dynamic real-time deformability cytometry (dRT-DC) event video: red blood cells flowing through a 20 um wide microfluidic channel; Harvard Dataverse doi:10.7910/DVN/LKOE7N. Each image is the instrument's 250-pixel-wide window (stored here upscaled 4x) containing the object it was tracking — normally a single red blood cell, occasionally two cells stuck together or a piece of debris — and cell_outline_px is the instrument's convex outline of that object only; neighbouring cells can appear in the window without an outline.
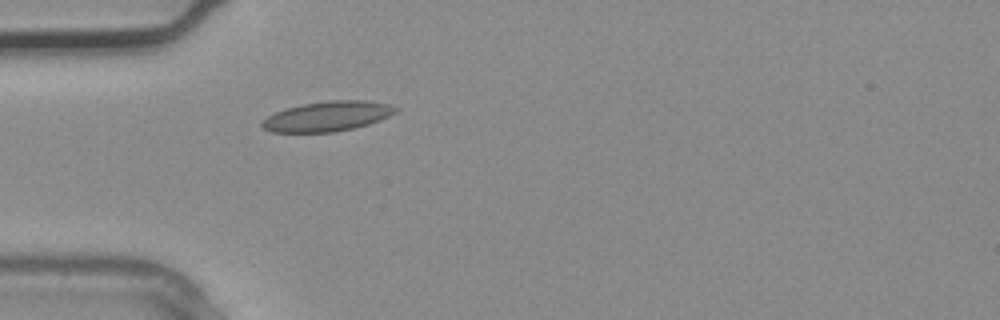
{"species": "common noctule bat (a hibernating species)", "species_latin": "Nyctalus noctula", "temperature_condition": "warm", "stored_images_in_passage": 1, "camera_frame_rate_fps": 3000, "um_per_image_px": 0.085, "animal": {"sex": "male", "body_mass_g": 20.4}, "frame": {"image": 1, "passage_image": 1, "time_ms": 0.0, "image_size_px": [1000, 320], "cell_outline_px": [[400, 108], [396, 112], [380, 120], [368, 124], [352, 128], [332, 132], [272, 132], [264, 128], [260, 124], [268, 116], [276, 112], [288, 108], [304, 104], [328, 100], [368, 100], [388, 104]], "centroid_in_image_um": [27.87, 9.88], "position_along_channel_um": 57.1, "area_um2": 23.06}}